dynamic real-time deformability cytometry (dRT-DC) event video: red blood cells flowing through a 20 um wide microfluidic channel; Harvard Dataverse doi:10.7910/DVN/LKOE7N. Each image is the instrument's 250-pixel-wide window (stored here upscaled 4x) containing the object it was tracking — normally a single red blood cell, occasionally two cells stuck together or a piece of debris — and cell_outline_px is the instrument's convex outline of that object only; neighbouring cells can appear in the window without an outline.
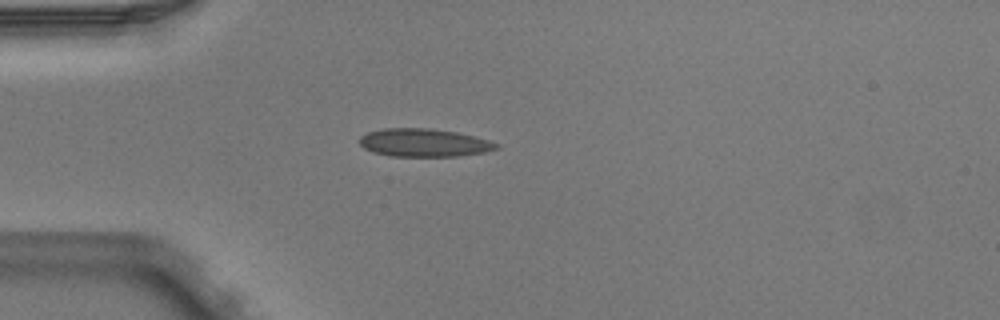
{"species": "Egyptian fruit bat (a non-hibernating species)", "species_latin": "Rousettus aegyptiacus", "temperature_condition": "warm", "stored_images_in_passage": 3, "camera_frame_rate_fps": 3000, "um_per_image_px": 0.085, "animal": {"sex": "male"}, "frame": {"image": 1, "passage_image": 3, "time_ms": 0.667, "image_size_px": [1000, 320], "cell_outline_px": [[500, 148], [484, 152], [460, 156], [388, 156], [364, 148], [360, 144], [360, 136], [368, 132], [384, 128], [428, 128], [456, 132], [488, 140], [500, 144]], "centroid_in_image_um": [36.05, 12.13], "position_along_channel_um": 48.9, "area_um2": 22.25}}